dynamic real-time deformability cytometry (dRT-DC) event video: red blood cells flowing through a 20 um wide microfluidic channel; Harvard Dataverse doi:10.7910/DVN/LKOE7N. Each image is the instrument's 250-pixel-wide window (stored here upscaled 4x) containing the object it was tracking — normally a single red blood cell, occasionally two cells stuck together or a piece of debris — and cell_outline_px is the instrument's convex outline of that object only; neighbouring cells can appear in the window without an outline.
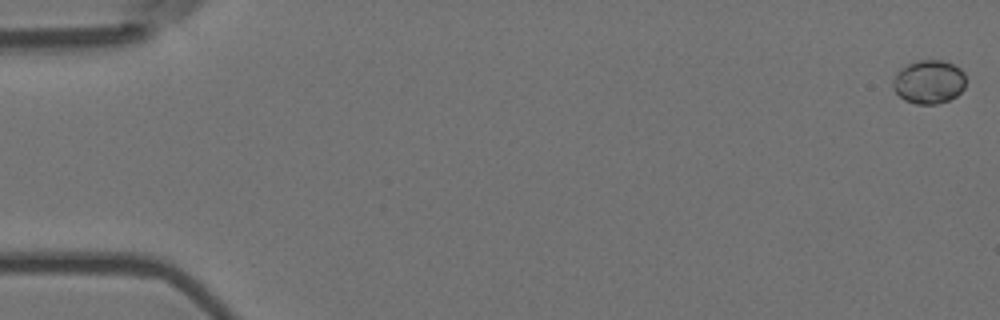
{"species": "Egyptian fruit bat (a non-hibernating species)", "species_latin": "Rousettus aegyptiacus", "temperature_condition": "room temperature", "stored_images_in_passage": 56, "camera_frame_rate_fps": 3000, "um_per_image_px": 0.085, "animal": {"sex": "female"}, "frame": {"image": 1, "passage_image": 1, "time_ms": 0.0, "image_size_px": [1000, 320], "cell_outline_px": [[964, 88], [956, 96], [948, 100], [936, 104], [916, 104], [904, 100], [892, 88], [892, 80], [896, 72], [900, 68], [916, 60], [944, 60], [960, 68], [964, 72]], "centroid_in_image_um": [78.92, 6.95], "position_along_channel_um": 6.1, "area_um2": 18.67}}
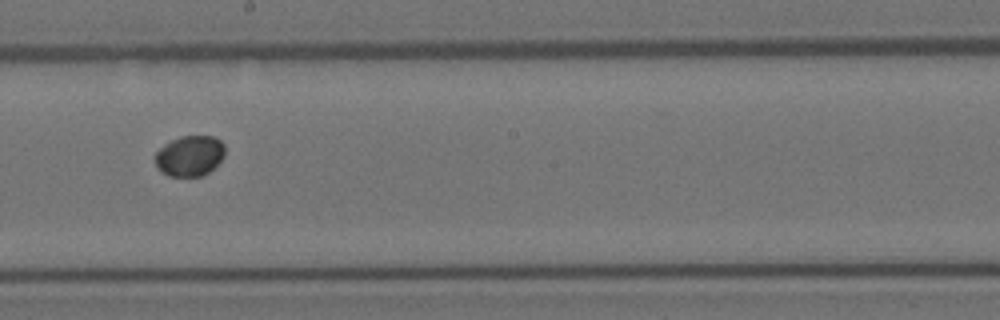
{"frame": {"image": 2, "passage_image": 32, "time_ms": 10.333, "image_size_px": [1000, 320], "cell_outline_px": [[224, 156], [208, 172], [200, 176], [168, 176], [156, 164], [156, 152], [164, 144], [180, 136], [212, 136], [220, 140], [224, 144]], "centroid_in_image_um": [16.14, 13.23], "position_along_channel_um": 232.1, "area_um2": 16.18}}
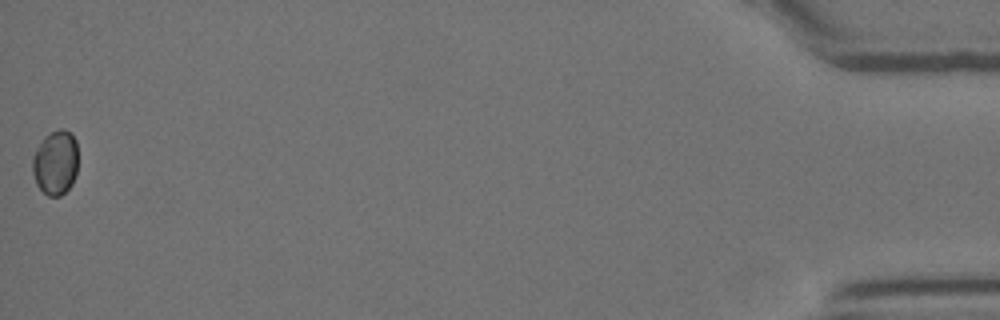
{"frame": {"image": 3, "passage_image": 56, "time_ms": 18.333, "image_size_px": [1000, 320], "cell_outline_px": [[76, 172], [72, 184], [60, 196], [48, 196], [36, 184], [32, 172], [32, 156], [36, 148], [44, 136], [60, 128], [64, 128], [72, 132], [76, 140]], "centroid_in_image_um": [4.7, 13.79], "position_along_channel_um": 430.5, "area_um2": 17.22}}